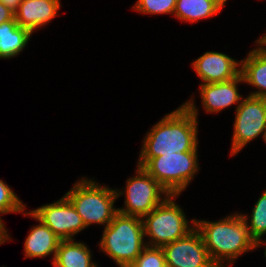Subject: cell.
I'll return each instance as SVG.
<instances>
[{
    "instance_id": "1",
    "label": "cell",
    "mask_w": 266,
    "mask_h": 267,
    "mask_svg": "<svg viewBox=\"0 0 266 267\" xmlns=\"http://www.w3.org/2000/svg\"><path fill=\"white\" fill-rule=\"evenodd\" d=\"M198 108L194 97L166 114L146 133L137 165L151 158L176 152L198 150Z\"/></svg>"
},
{
    "instance_id": "2",
    "label": "cell",
    "mask_w": 266,
    "mask_h": 267,
    "mask_svg": "<svg viewBox=\"0 0 266 267\" xmlns=\"http://www.w3.org/2000/svg\"><path fill=\"white\" fill-rule=\"evenodd\" d=\"M195 228L201 234L206 250L217 267L231 266L243 253L256 249V242L251 238L248 227L238 212L212 222L195 219Z\"/></svg>"
},
{
    "instance_id": "3",
    "label": "cell",
    "mask_w": 266,
    "mask_h": 267,
    "mask_svg": "<svg viewBox=\"0 0 266 267\" xmlns=\"http://www.w3.org/2000/svg\"><path fill=\"white\" fill-rule=\"evenodd\" d=\"M99 248L119 267H129L147 246L142 219L117 212L103 229Z\"/></svg>"
},
{
    "instance_id": "4",
    "label": "cell",
    "mask_w": 266,
    "mask_h": 267,
    "mask_svg": "<svg viewBox=\"0 0 266 267\" xmlns=\"http://www.w3.org/2000/svg\"><path fill=\"white\" fill-rule=\"evenodd\" d=\"M81 216L86 227L91 224L109 225L118 212L114 207L118 199L116 190L98 184L94 178L83 177L64 195Z\"/></svg>"
},
{
    "instance_id": "5",
    "label": "cell",
    "mask_w": 266,
    "mask_h": 267,
    "mask_svg": "<svg viewBox=\"0 0 266 267\" xmlns=\"http://www.w3.org/2000/svg\"><path fill=\"white\" fill-rule=\"evenodd\" d=\"M179 195H169L149 214L143 216V230L145 237H149L145 242L147 246L163 247L185 237L195 228V219L191 224L187 219L182 208L176 203Z\"/></svg>"
},
{
    "instance_id": "6",
    "label": "cell",
    "mask_w": 266,
    "mask_h": 267,
    "mask_svg": "<svg viewBox=\"0 0 266 267\" xmlns=\"http://www.w3.org/2000/svg\"><path fill=\"white\" fill-rule=\"evenodd\" d=\"M198 151L151 158L142 168L171 195H180L199 171Z\"/></svg>"
},
{
    "instance_id": "7",
    "label": "cell",
    "mask_w": 266,
    "mask_h": 267,
    "mask_svg": "<svg viewBox=\"0 0 266 267\" xmlns=\"http://www.w3.org/2000/svg\"><path fill=\"white\" fill-rule=\"evenodd\" d=\"M136 174L126 181L124 190L115 189L117 198L125 195L124 207L117 211L142 218L162 203L170 194L142 167H136Z\"/></svg>"
},
{
    "instance_id": "8",
    "label": "cell",
    "mask_w": 266,
    "mask_h": 267,
    "mask_svg": "<svg viewBox=\"0 0 266 267\" xmlns=\"http://www.w3.org/2000/svg\"><path fill=\"white\" fill-rule=\"evenodd\" d=\"M230 156L238 154L244 146L264 135L266 129V99L246 96L235 110Z\"/></svg>"
},
{
    "instance_id": "9",
    "label": "cell",
    "mask_w": 266,
    "mask_h": 267,
    "mask_svg": "<svg viewBox=\"0 0 266 267\" xmlns=\"http://www.w3.org/2000/svg\"><path fill=\"white\" fill-rule=\"evenodd\" d=\"M30 212L62 240L74 239L86 228L81 216L65 196Z\"/></svg>"
},
{
    "instance_id": "10",
    "label": "cell",
    "mask_w": 266,
    "mask_h": 267,
    "mask_svg": "<svg viewBox=\"0 0 266 267\" xmlns=\"http://www.w3.org/2000/svg\"><path fill=\"white\" fill-rule=\"evenodd\" d=\"M162 249L170 267H217L196 228L185 237L164 245Z\"/></svg>"
},
{
    "instance_id": "11",
    "label": "cell",
    "mask_w": 266,
    "mask_h": 267,
    "mask_svg": "<svg viewBox=\"0 0 266 267\" xmlns=\"http://www.w3.org/2000/svg\"><path fill=\"white\" fill-rule=\"evenodd\" d=\"M191 66L202 80L201 84L229 81L238 77L241 72V61L216 51L205 52Z\"/></svg>"
},
{
    "instance_id": "12",
    "label": "cell",
    "mask_w": 266,
    "mask_h": 267,
    "mask_svg": "<svg viewBox=\"0 0 266 267\" xmlns=\"http://www.w3.org/2000/svg\"><path fill=\"white\" fill-rule=\"evenodd\" d=\"M243 83L241 74L229 81L206 83L199 85L202 106L207 113H219L233 104L241 103L243 96L239 94L238 85Z\"/></svg>"
},
{
    "instance_id": "13",
    "label": "cell",
    "mask_w": 266,
    "mask_h": 267,
    "mask_svg": "<svg viewBox=\"0 0 266 267\" xmlns=\"http://www.w3.org/2000/svg\"><path fill=\"white\" fill-rule=\"evenodd\" d=\"M60 8V0H22L14 12L15 20L33 34L35 30L49 24L58 15Z\"/></svg>"
},
{
    "instance_id": "14",
    "label": "cell",
    "mask_w": 266,
    "mask_h": 267,
    "mask_svg": "<svg viewBox=\"0 0 266 267\" xmlns=\"http://www.w3.org/2000/svg\"><path fill=\"white\" fill-rule=\"evenodd\" d=\"M23 216H31L39 222L34 225L27 235L24 243L25 258H44L53 255L54 262L57 248L62 239H60L47 225L38 220L30 211H24Z\"/></svg>"
},
{
    "instance_id": "15",
    "label": "cell",
    "mask_w": 266,
    "mask_h": 267,
    "mask_svg": "<svg viewBox=\"0 0 266 267\" xmlns=\"http://www.w3.org/2000/svg\"><path fill=\"white\" fill-rule=\"evenodd\" d=\"M257 46L241 60L240 74L244 83L257 88L249 96L266 99V49L258 44Z\"/></svg>"
},
{
    "instance_id": "16",
    "label": "cell",
    "mask_w": 266,
    "mask_h": 267,
    "mask_svg": "<svg viewBox=\"0 0 266 267\" xmlns=\"http://www.w3.org/2000/svg\"><path fill=\"white\" fill-rule=\"evenodd\" d=\"M227 0H177L174 15L182 22H198L221 12Z\"/></svg>"
},
{
    "instance_id": "17",
    "label": "cell",
    "mask_w": 266,
    "mask_h": 267,
    "mask_svg": "<svg viewBox=\"0 0 266 267\" xmlns=\"http://www.w3.org/2000/svg\"><path fill=\"white\" fill-rule=\"evenodd\" d=\"M85 243L74 239L61 240L52 262L54 267H98L92 262L91 250Z\"/></svg>"
},
{
    "instance_id": "18",
    "label": "cell",
    "mask_w": 266,
    "mask_h": 267,
    "mask_svg": "<svg viewBox=\"0 0 266 267\" xmlns=\"http://www.w3.org/2000/svg\"><path fill=\"white\" fill-rule=\"evenodd\" d=\"M32 33L15 20L0 24V59L14 58L28 45Z\"/></svg>"
},
{
    "instance_id": "19",
    "label": "cell",
    "mask_w": 266,
    "mask_h": 267,
    "mask_svg": "<svg viewBox=\"0 0 266 267\" xmlns=\"http://www.w3.org/2000/svg\"><path fill=\"white\" fill-rule=\"evenodd\" d=\"M248 227L251 238L257 243L266 234V190L256 201L250 216L240 213ZM249 219V220H248Z\"/></svg>"
},
{
    "instance_id": "20",
    "label": "cell",
    "mask_w": 266,
    "mask_h": 267,
    "mask_svg": "<svg viewBox=\"0 0 266 267\" xmlns=\"http://www.w3.org/2000/svg\"><path fill=\"white\" fill-rule=\"evenodd\" d=\"M26 205L16 195L6 182L0 179V215L8 213H23Z\"/></svg>"
},
{
    "instance_id": "21",
    "label": "cell",
    "mask_w": 266,
    "mask_h": 267,
    "mask_svg": "<svg viewBox=\"0 0 266 267\" xmlns=\"http://www.w3.org/2000/svg\"><path fill=\"white\" fill-rule=\"evenodd\" d=\"M177 0H137L132 7L142 14H174Z\"/></svg>"
},
{
    "instance_id": "22",
    "label": "cell",
    "mask_w": 266,
    "mask_h": 267,
    "mask_svg": "<svg viewBox=\"0 0 266 267\" xmlns=\"http://www.w3.org/2000/svg\"><path fill=\"white\" fill-rule=\"evenodd\" d=\"M165 263L162 247L146 246L129 267H161Z\"/></svg>"
},
{
    "instance_id": "23",
    "label": "cell",
    "mask_w": 266,
    "mask_h": 267,
    "mask_svg": "<svg viewBox=\"0 0 266 267\" xmlns=\"http://www.w3.org/2000/svg\"><path fill=\"white\" fill-rule=\"evenodd\" d=\"M15 18L14 11L0 1V24Z\"/></svg>"
},
{
    "instance_id": "24",
    "label": "cell",
    "mask_w": 266,
    "mask_h": 267,
    "mask_svg": "<svg viewBox=\"0 0 266 267\" xmlns=\"http://www.w3.org/2000/svg\"><path fill=\"white\" fill-rule=\"evenodd\" d=\"M8 234V230L6 229L4 221L0 216V245L6 243L7 241H10L11 238Z\"/></svg>"
},
{
    "instance_id": "25",
    "label": "cell",
    "mask_w": 266,
    "mask_h": 267,
    "mask_svg": "<svg viewBox=\"0 0 266 267\" xmlns=\"http://www.w3.org/2000/svg\"><path fill=\"white\" fill-rule=\"evenodd\" d=\"M0 1L15 12L18 9V6L22 0H0Z\"/></svg>"
},
{
    "instance_id": "26",
    "label": "cell",
    "mask_w": 266,
    "mask_h": 267,
    "mask_svg": "<svg viewBox=\"0 0 266 267\" xmlns=\"http://www.w3.org/2000/svg\"><path fill=\"white\" fill-rule=\"evenodd\" d=\"M255 42L263 49H266V33L264 34V36L262 35V37L258 38Z\"/></svg>"
},
{
    "instance_id": "27",
    "label": "cell",
    "mask_w": 266,
    "mask_h": 267,
    "mask_svg": "<svg viewBox=\"0 0 266 267\" xmlns=\"http://www.w3.org/2000/svg\"><path fill=\"white\" fill-rule=\"evenodd\" d=\"M265 244V251H264V257L266 258V240H260L259 242L256 243V248L260 247L261 245ZM266 260V259H265Z\"/></svg>"
},
{
    "instance_id": "28",
    "label": "cell",
    "mask_w": 266,
    "mask_h": 267,
    "mask_svg": "<svg viewBox=\"0 0 266 267\" xmlns=\"http://www.w3.org/2000/svg\"><path fill=\"white\" fill-rule=\"evenodd\" d=\"M264 142L266 143V129H265V132H264V135L262 136Z\"/></svg>"
},
{
    "instance_id": "29",
    "label": "cell",
    "mask_w": 266,
    "mask_h": 267,
    "mask_svg": "<svg viewBox=\"0 0 266 267\" xmlns=\"http://www.w3.org/2000/svg\"><path fill=\"white\" fill-rule=\"evenodd\" d=\"M161 267H170L167 263H165L164 265H162Z\"/></svg>"
}]
</instances>
